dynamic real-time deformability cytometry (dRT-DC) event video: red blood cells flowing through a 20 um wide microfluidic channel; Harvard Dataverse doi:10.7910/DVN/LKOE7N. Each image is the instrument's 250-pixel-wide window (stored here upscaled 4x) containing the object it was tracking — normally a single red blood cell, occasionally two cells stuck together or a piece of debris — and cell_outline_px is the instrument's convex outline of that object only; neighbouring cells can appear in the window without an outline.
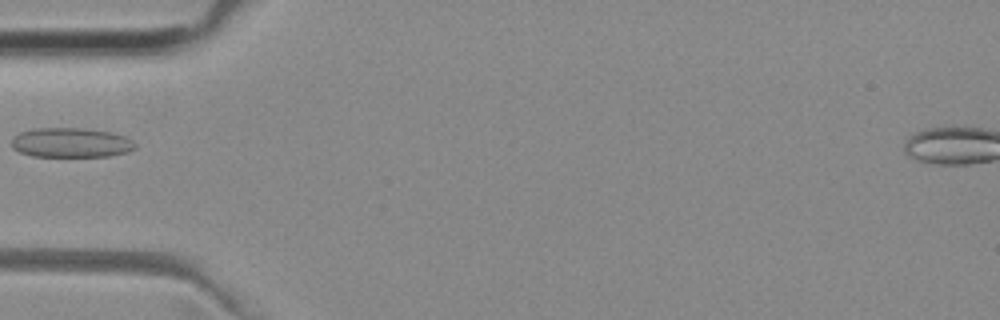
{"species": "common noctule bat (a hibernating species)", "species_latin": "Nyctalus noctula", "temperature_condition": "room temperature", "stored_images_in_passage": 5, "camera_frame_rate_fps": 3000, "um_per_image_px": 0.085, "animal": {"sex": "female", "body_mass_g": 29.2, "forearm_length_mm": 56.3}, "frame": {"image": 1, "passage_image": 1, "time_ms": 0.0, "image_size_px": [1000, 320], "cell_outline_px": [[136, 148], [128, 152], [108, 156], [32, 156], [20, 152], [12, 148], [12, 136], [20, 132], [32, 128], [84, 128], [112, 132], [124, 136], [132, 140], [136, 144]], "centroid_in_image_um": [6.03, 12.11], "position_along_channel_um": 79.0, "area_um2": 21.5}}